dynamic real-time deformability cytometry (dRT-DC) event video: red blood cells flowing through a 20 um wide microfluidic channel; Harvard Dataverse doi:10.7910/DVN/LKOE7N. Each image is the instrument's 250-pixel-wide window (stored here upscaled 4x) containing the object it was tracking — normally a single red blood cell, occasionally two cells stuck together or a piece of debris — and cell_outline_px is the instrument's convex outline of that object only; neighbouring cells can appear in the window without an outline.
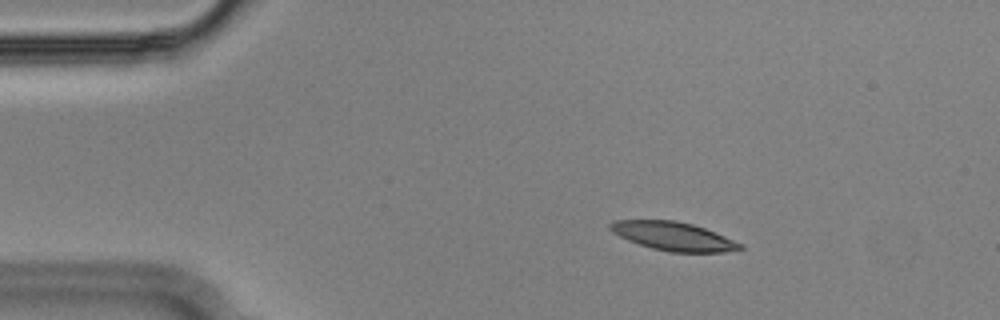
{"species": "Egyptian fruit bat (a non-hibernating species)", "species_latin": "Rousettus aegyptiacus", "temperature_condition": "cold", "stored_images_in_passage": 54, "camera_frame_rate_fps": 3000, "um_per_image_px": 0.085, "animal": {"sex": "male"}, "frame": {"image": 1, "passage_image": 8, "time_ms": 2.333, "image_size_px": [1000, 320], "cell_outline_px": [[744, 248], [724, 252], [668, 252], [652, 248], [628, 240], [612, 232], [608, 228], [608, 224], [612, 220], [676, 220], [692, 224], [704, 228], [744, 244]], "centroid_in_image_um": [57.22, 20.07], "position_along_channel_um": 27.8, "area_um2": 21.62}}
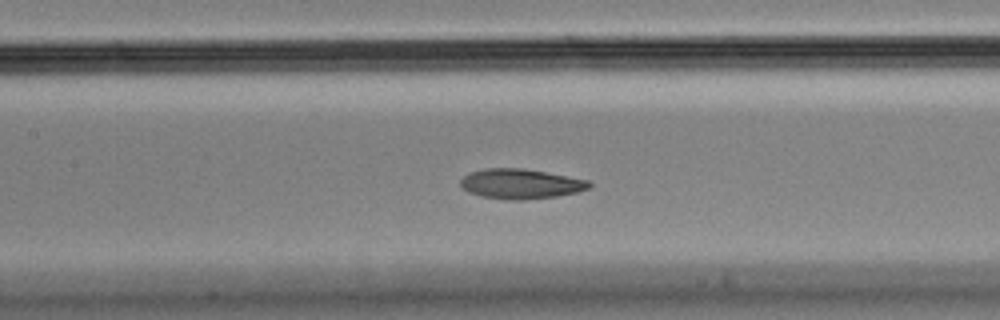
{"frame": {"image": 2, "passage_image": 24, "time_ms": 7.667, "image_size_px": [1000, 320], "cell_outline_px": [[592, 188], [576, 192], [556, 196], [524, 200], [508, 200], [480, 196], [468, 192], [460, 188], [460, 180], [464, 176], [472, 172], [484, 168], [520, 168], [544, 172], [588, 180], [592, 184]], "centroid_in_image_um": [44.23, 15.64], "position_along_channel_um": 163.2, "area_um2": 22.43}}
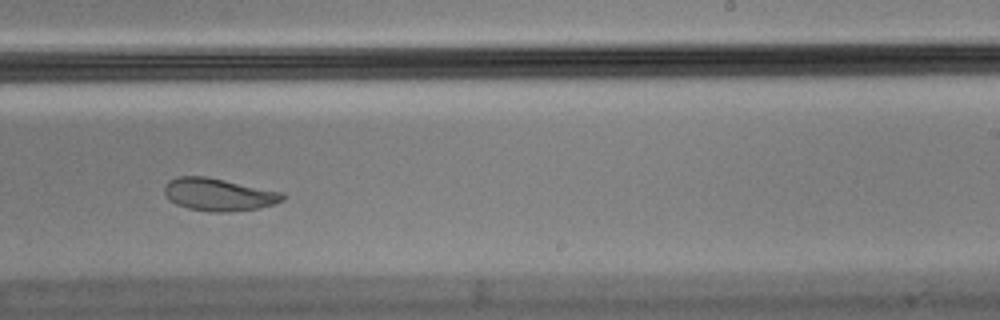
{"frame": {"image": 3, "passage_image": 33, "time_ms": 10.667, "image_size_px": [1000, 320], "cell_outline_px": [[284, 200], [272, 204], [256, 208], [228, 212], [208, 212], [188, 208], [176, 204], [164, 192], [164, 184], [168, 180], [176, 176], [204, 176], [284, 192]], "centroid_in_image_um": [18.56, 16.53], "position_along_channel_um": 270.4, "area_um2": 22.31}, "authors_computed_cell_mechanics": {"area_um2": 22.4264, "velocity_mm_per_s": 3.5837, "shape_relaxation_time_tau1_ms": 11.0015, "shape_relaxation_time_tau2_ms": 2.7467, "deformation_change_tau1": 0.2479, "deformation_change_tau2": 0.0756}}